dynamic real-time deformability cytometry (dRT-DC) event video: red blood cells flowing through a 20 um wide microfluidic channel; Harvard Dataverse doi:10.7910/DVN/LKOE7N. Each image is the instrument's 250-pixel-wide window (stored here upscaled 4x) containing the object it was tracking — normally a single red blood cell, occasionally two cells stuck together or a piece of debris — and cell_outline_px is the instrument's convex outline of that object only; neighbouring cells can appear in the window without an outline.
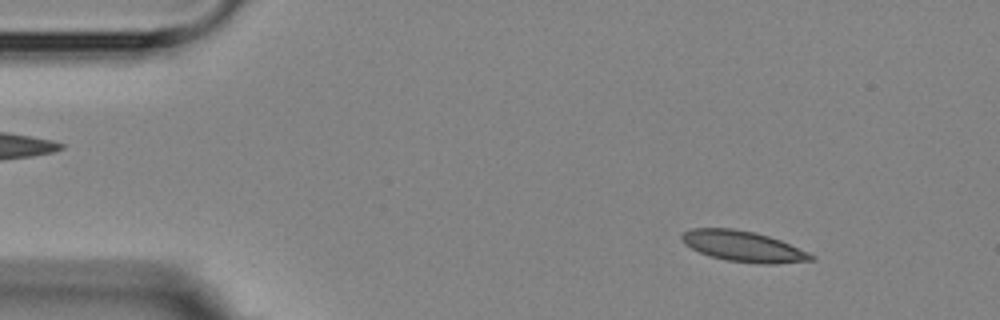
{"species": "Egyptian fruit bat (a non-hibernating species)", "species_latin": "Rousettus aegyptiacus", "temperature_condition": "room temperature", "stored_images_in_passage": 5, "camera_frame_rate_fps": 3000, "um_per_image_px": 0.085, "animal": {"sex": "female"}, "frame": {"image": 1, "passage_image": 5, "time_ms": 5.667, "image_size_px": [1000, 320], "cell_outline_px": [[816, 260], [772, 264], [764, 264], [728, 260], [708, 256], [684, 244], [680, 240], [680, 236], [684, 232], [692, 228], [732, 228], [756, 232], [780, 240], [808, 252], [816, 256]], "centroid_in_image_um": [63.17, 20.93], "position_along_channel_um": 21.8, "area_um2": 23.12}}